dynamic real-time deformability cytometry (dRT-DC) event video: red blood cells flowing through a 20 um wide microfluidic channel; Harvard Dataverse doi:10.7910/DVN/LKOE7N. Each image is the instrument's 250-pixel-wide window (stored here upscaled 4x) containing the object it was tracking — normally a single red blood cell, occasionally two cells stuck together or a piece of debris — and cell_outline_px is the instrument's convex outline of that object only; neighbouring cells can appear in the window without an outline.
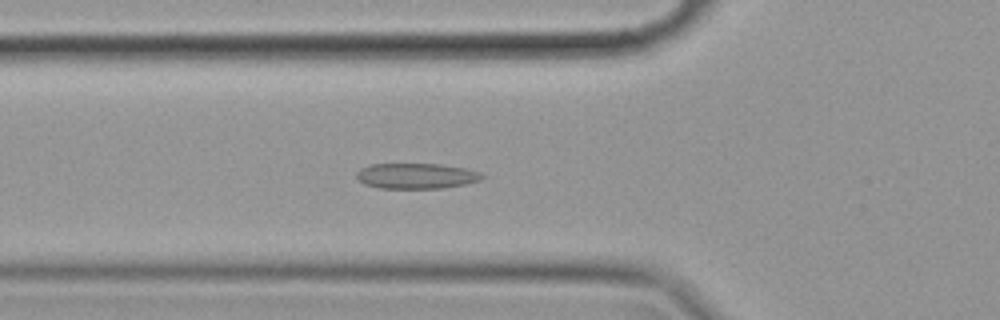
{"species": "common noctule bat (a hibernating species)", "species_latin": "Nyctalus noctula", "temperature_condition": "cold", "stored_images_in_passage": 56, "camera_frame_rate_fps": 3000, "um_per_image_px": 0.085, "animal": {"sex": "female", "body_mass_g": 19.9}, "frame": {"image": 1, "passage_image": 19, "time_ms": 6.0, "image_size_px": [1000, 320], "cell_outline_px": [[484, 176], [480, 180], [464, 184], [444, 188], [380, 188], [364, 184], [356, 176], [356, 172], [360, 168], [368, 164], [440, 164], [464, 168], [480, 172]], "centroid_in_image_um": [35.36, 14.95], "position_along_channel_um": 90.4, "area_um2": 18.61}}
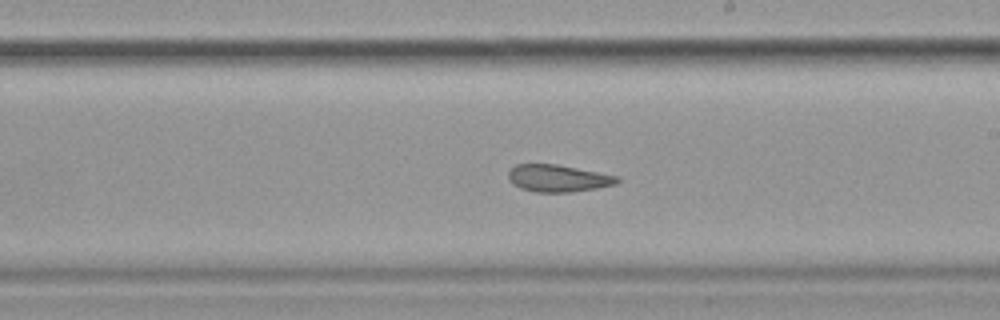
{"frame": {"image": 2, "passage_image": 32, "time_ms": 10.333, "image_size_px": [1000, 320], "cell_outline_px": [[620, 180], [616, 184], [596, 188], [572, 192], [536, 192], [520, 188], [512, 184], [508, 180], [508, 172], [516, 164], [556, 164], [620, 176]], "centroid_in_image_um": [47.43, 15.15], "position_along_channel_um": 241.6, "area_um2": 17.28}}
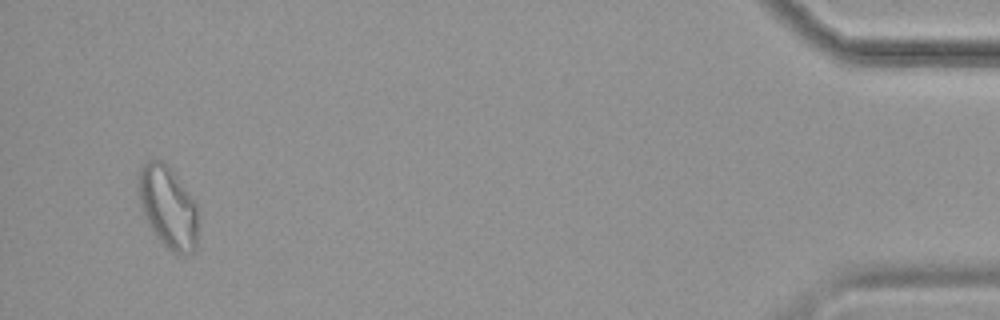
{"frame": {"image": 3, "passage_image": 54, "time_ms": 17.667, "image_size_px": [1000, 320], "cell_outline_px": [[200, 216], [196, 252], [188, 256], [180, 256], [172, 252], [156, 236], [148, 224], [144, 216], [140, 204], [136, 184], [140, 164], [148, 160], [160, 160], [168, 164], [196, 204]], "centroid_in_image_um": [14.3, 17.64], "position_along_channel_um": 420.9, "area_um2": 29.54}, "authors_computed_cell_mechanics": {"area_um2": 20.3745, "velocity_mm_per_s": 3.4918, "shape_relaxation_time_tau1_ms": null, "shape_relaxation_time_tau2_ms": 3.5814, "deformation_change_tau1": null, "deformation_change_tau2": 0.0976}}